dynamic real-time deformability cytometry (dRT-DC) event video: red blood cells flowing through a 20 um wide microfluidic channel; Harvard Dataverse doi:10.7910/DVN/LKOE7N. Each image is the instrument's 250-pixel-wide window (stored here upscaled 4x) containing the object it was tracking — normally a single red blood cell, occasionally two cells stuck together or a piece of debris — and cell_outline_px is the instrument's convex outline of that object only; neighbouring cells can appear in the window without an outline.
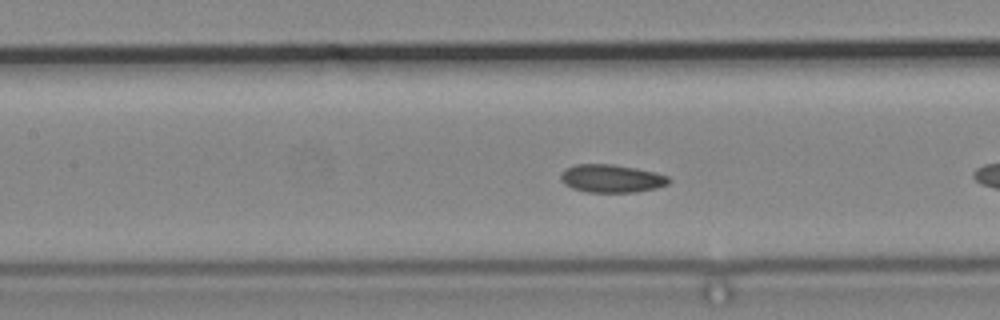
{"species": "common noctule bat (a hibernating species)", "species_latin": "Nyctalus noctula", "temperature_condition": "cold", "stored_images_in_passage": 10, "camera_frame_rate_fps": 3000, "um_per_image_px": 0.085, "animal": {"sex": "male", "body_mass_g": 19.2, "forearm_length_mm": 51.8}, "frame": {"image": 1, "passage_image": 9, "time_ms": 2.667, "image_size_px": [1000, 320], "cell_outline_px": [[672, 180], [668, 184], [656, 188], [636, 192], [588, 192], [572, 188], [564, 184], [560, 180], [560, 176], [564, 168], [576, 164], [612, 164], [636, 168], [656, 172], [668, 176]], "centroid_in_image_um": [51.98, 15.17], "position_along_channel_um": 155.4, "area_um2": 17.8}}